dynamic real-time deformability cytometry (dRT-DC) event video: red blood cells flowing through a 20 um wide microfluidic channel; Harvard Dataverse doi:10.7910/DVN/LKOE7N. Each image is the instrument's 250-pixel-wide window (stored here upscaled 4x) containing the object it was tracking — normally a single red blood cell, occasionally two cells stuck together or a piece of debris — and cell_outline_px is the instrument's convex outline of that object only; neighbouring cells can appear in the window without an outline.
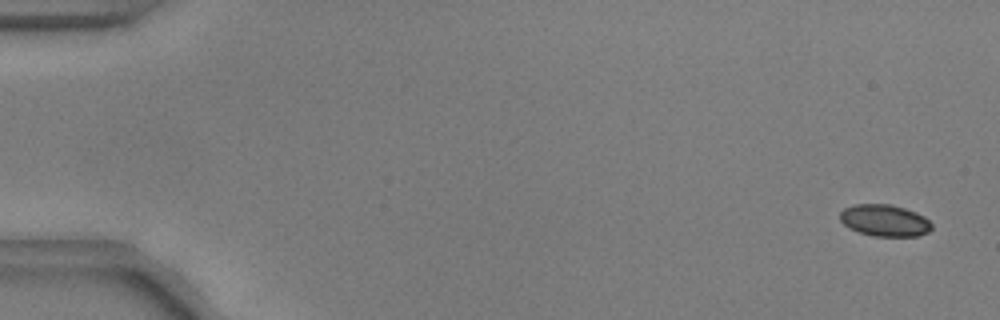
{"species": "common noctule bat (a hibernating species)", "species_latin": "Nyctalus noctula", "temperature_condition": "warm", "stored_images_in_passage": 40, "camera_frame_rate_fps": 3000, "um_per_image_px": 0.085, "animal": {"sex": "male", "body_mass_g": 17.9, "forearm_length_mm": 54.2}, "frame": {"image": 1, "passage_image": 3, "time_ms": 0.667, "image_size_px": [1000, 320], "cell_outline_px": [[932, 228], [928, 232], [920, 236], [872, 236], [848, 228], [840, 220], [840, 212], [844, 208], [856, 204], [892, 204], [916, 212], [924, 216], [932, 224]], "centroid_in_image_um": [75.2, 18.74], "position_along_channel_um": 9.8, "area_um2": 17.05}}
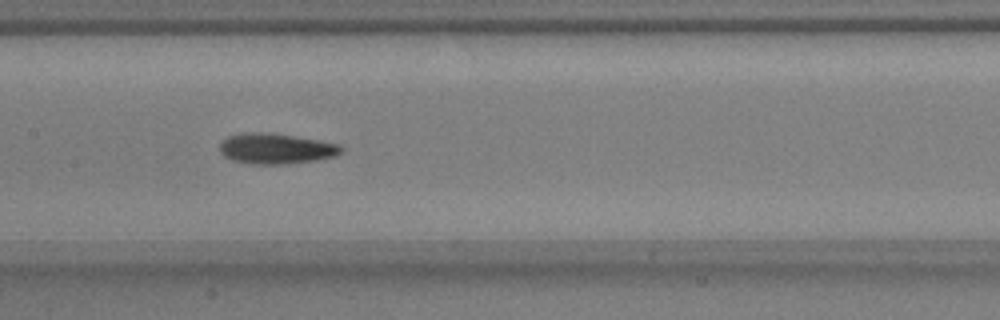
{"frame": {"image": 2, "passage_image": 22, "time_ms": 7.0, "image_size_px": [1000, 320], "cell_outline_px": [[344, 148], [336, 156], [316, 160], [288, 164], [252, 164], [232, 160], [224, 156], [220, 152], [220, 144], [228, 136], [240, 132], [276, 132], [320, 140], [340, 144]], "centroid_in_image_um": [23.47, 12.61], "position_along_channel_um": 183.9, "area_um2": 22.02}}
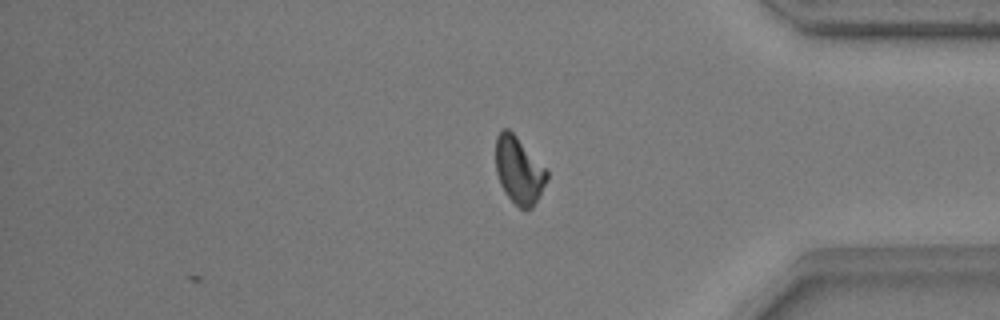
{"frame": {"image": 3, "passage_image": 40, "time_ms": 13.0, "image_size_px": [1000, 320], "cell_outline_px": [[548, 176], [532, 208], [524, 212], [508, 196], [500, 184], [496, 172], [496, 136], [504, 128], [508, 128], [548, 168]], "centroid_in_image_um": [44.11, 14.47], "position_along_channel_um": 391.1, "area_um2": 19.94}, "authors_computed_cell_mechanics": {"area_um2": 19.8832, "velocity_mm_per_s": 3.7507, "shape_relaxation_time_tau1_ms": 4.4872, "shape_relaxation_time_tau2_ms": 1.3717, "deformation_change_tau1": 0.1497, "deformation_change_tau2": 0.0793}}